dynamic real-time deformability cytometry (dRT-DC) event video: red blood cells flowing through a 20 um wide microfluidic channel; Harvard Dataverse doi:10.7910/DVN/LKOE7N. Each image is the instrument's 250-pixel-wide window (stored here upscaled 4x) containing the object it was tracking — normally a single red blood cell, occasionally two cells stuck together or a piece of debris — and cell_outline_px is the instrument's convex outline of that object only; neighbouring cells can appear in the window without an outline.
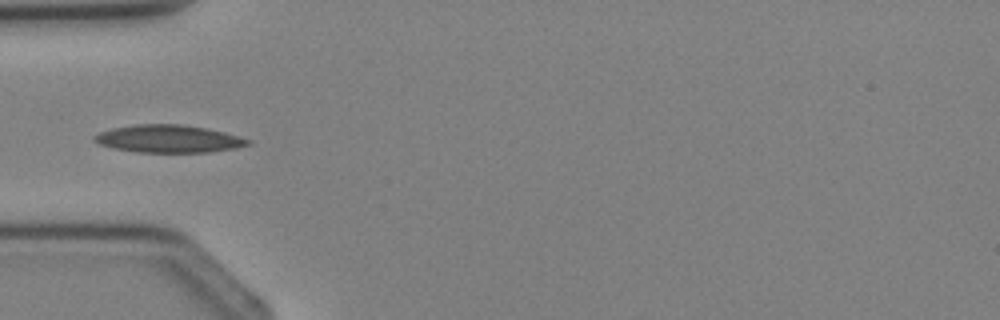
{"species": "Egyptian fruit bat (a non-hibernating species)", "species_latin": "Rousettus aegyptiacus", "temperature_condition": "cold", "stored_images_in_passage": 3, "camera_frame_rate_fps": 3000, "um_per_image_px": 0.085, "animal": {"sex": "female"}, "frame": {"image": 1, "passage_image": 3, "time_ms": 2.333, "image_size_px": [1000, 320], "cell_outline_px": [[252, 144], [236, 148], [212, 152], [136, 152], [112, 148], [100, 144], [92, 140], [92, 136], [100, 132], [112, 128], [136, 124], [180, 124], [204, 128], [224, 132], [252, 140]], "centroid_in_image_um": [14.32, 11.8], "position_along_channel_um": 70.7, "area_um2": 24.8}}